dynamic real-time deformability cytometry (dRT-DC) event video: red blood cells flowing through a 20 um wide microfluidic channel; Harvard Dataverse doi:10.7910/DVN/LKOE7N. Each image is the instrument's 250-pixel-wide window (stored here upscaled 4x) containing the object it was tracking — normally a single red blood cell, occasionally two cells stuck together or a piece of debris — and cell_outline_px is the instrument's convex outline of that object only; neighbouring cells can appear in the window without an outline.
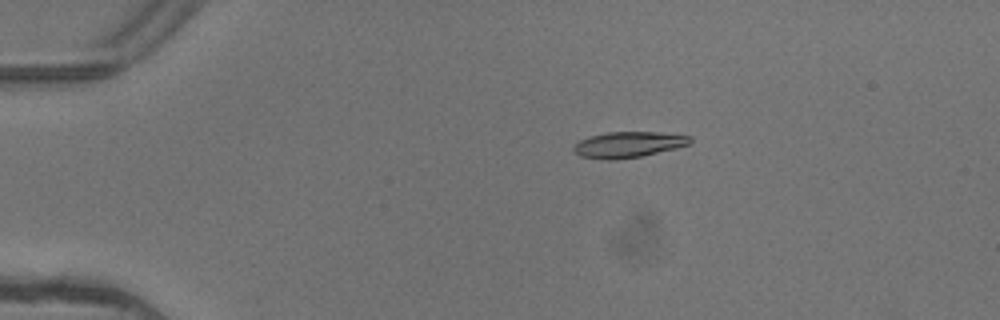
{"species": "common noctule bat (a hibernating species)", "species_latin": "Nyctalus noctula", "temperature_condition": "warm", "stored_images_in_passage": 6, "camera_frame_rate_fps": 3000, "um_per_image_px": 0.085, "animal": {"sex": "female"}, "frame": {"image": 1, "passage_image": 3, "time_ms": 0.667, "image_size_px": [1000, 320], "cell_outline_px": [[692, 140], [688, 144], [676, 148], [640, 156], [612, 160], [608, 160], [580, 156], [572, 148], [580, 140], [588, 136], [608, 132], [656, 132], [692, 136]], "centroid_in_image_um": [53.4, 12.28], "position_along_channel_um": 31.6, "area_um2": 17.34}}
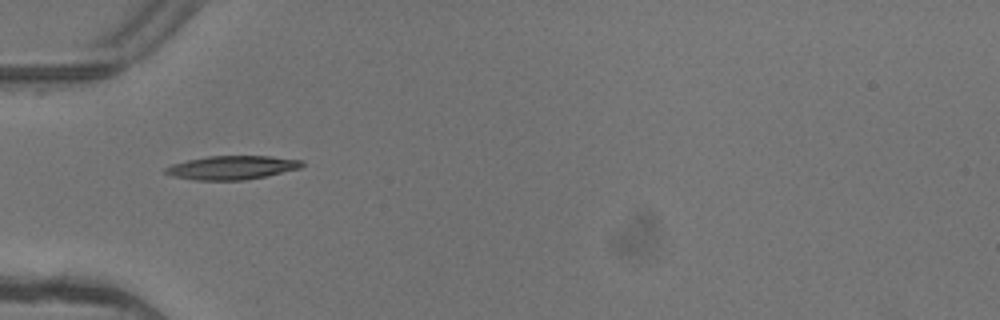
{"frame": {"image": 2, "passage_image": 5, "time_ms": 1.333, "image_size_px": [1000, 320], "cell_outline_px": [[304, 164], [300, 168], [264, 176], [244, 180], [196, 180], [172, 176], [164, 172], [164, 168], [172, 164], [188, 160], [208, 156], [272, 156], [304, 160]], "centroid_in_image_um": [19.72, 14.24], "position_along_channel_um": 65.3, "area_um2": 18.79}}
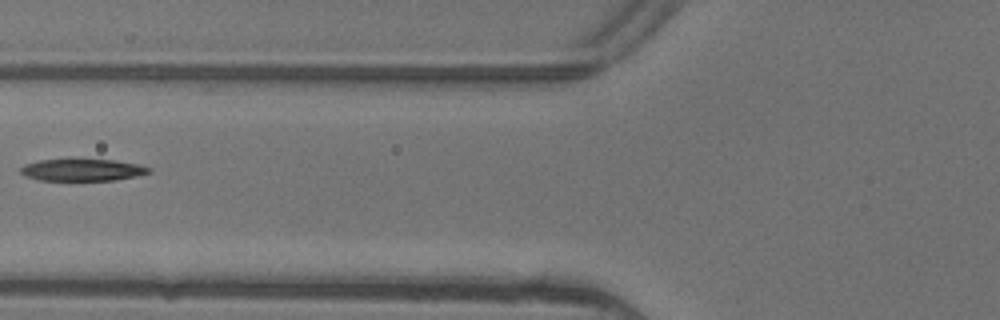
{"frame": {"image": 3, "passage_image": 6, "time_ms": 1.667, "image_size_px": [1000, 320], "cell_outline_px": [[152, 172], [136, 176], [112, 180], [40, 180], [28, 176], [20, 172], [20, 168], [24, 164], [40, 160], [72, 156], [112, 160], [136, 164], [152, 168]], "centroid_in_image_um": [6.98, 14.39], "position_along_channel_um": 118.8, "area_um2": 17.11}}